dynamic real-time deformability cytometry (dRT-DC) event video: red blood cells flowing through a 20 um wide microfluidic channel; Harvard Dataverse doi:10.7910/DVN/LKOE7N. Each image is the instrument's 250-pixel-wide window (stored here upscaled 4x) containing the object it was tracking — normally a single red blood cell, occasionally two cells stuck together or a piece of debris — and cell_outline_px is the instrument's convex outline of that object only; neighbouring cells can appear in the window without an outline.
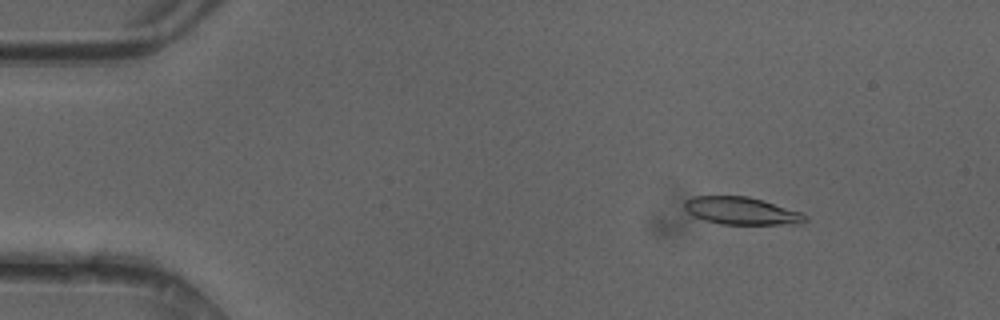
{"species": "common noctule bat (a hibernating species)", "species_latin": "Nyctalus noctula", "temperature_condition": "cold", "stored_images_in_passage": 49, "camera_frame_rate_fps": 3000, "um_per_image_px": 0.085, "animal": {"sex": "female"}, "frame": {"image": 1, "passage_image": 7, "time_ms": 2.0, "image_size_px": [1000, 320], "cell_outline_px": [[808, 220], [800, 224], [720, 224], [704, 220], [692, 216], [684, 208], [684, 200], [692, 196], [748, 196], [804, 212], [808, 216]], "centroid_in_image_um": [63.05, 17.92], "position_along_channel_um": 22.0, "area_um2": 19.65}}
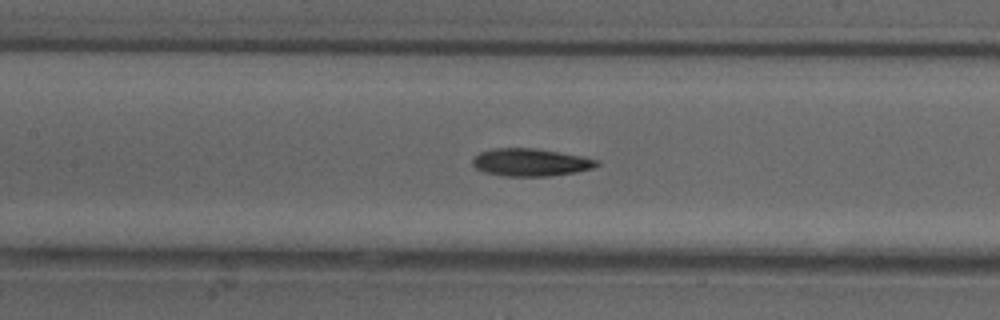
{"frame": {"image": 2, "passage_image": 23, "time_ms": 7.333, "image_size_px": [1000, 320], "cell_outline_px": [[600, 164], [592, 168], [576, 172], [552, 176], [504, 176], [484, 172], [476, 168], [472, 164], [472, 160], [480, 152], [496, 148], [536, 148], [580, 156], [600, 160]], "centroid_in_image_um": [45.11, 13.8], "position_along_channel_um": 162.3, "area_um2": 19.94}}
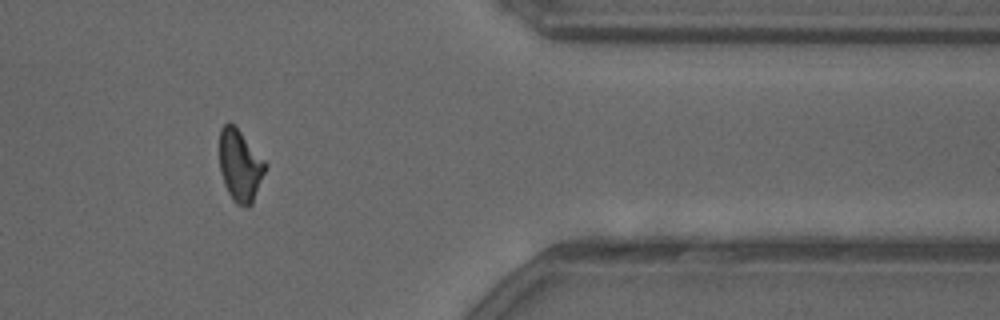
{"frame": {"image": 3, "passage_image": 41, "time_ms": 13.333, "image_size_px": [1000, 320], "cell_outline_px": [[268, 168], [252, 204], [248, 208], [236, 204], [232, 200], [224, 184], [220, 172], [220, 128], [228, 120], [240, 132], [268, 164]], "centroid_in_image_um": [20.42, 14.11], "position_along_channel_um": 391.0, "area_um2": 19.36}, "authors_computed_cell_mechanics": {"area_um2": 19.652, "velocity_mm_per_s": 4.1923, "shape_relaxation_time_tau1_ms": 7.1552, "shape_relaxation_time_tau2_ms": 4.7815, "deformation_change_tau1": 0.2033, "deformation_change_tau2": 0.1319}}